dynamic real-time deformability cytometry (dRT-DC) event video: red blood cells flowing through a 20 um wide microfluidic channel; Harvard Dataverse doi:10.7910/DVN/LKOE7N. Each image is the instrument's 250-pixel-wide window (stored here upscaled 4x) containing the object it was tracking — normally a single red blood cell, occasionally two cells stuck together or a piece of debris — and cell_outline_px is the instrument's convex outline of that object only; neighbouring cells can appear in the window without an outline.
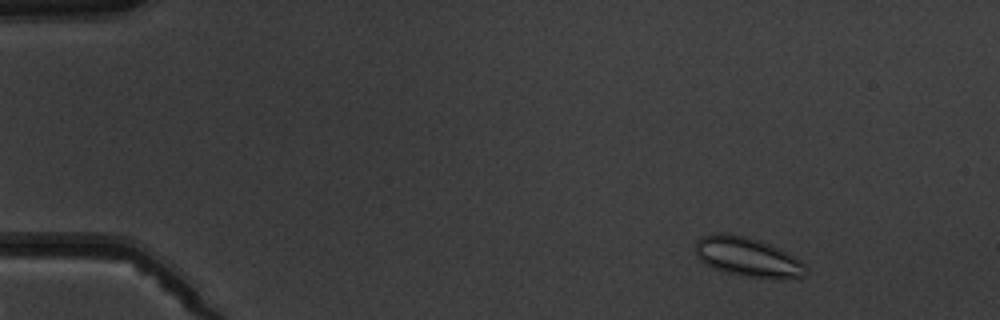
{"species": "common noctule bat (a hibernating species)", "species_latin": "Nyctalus noctula", "temperature_condition": "warm", "stored_images_in_passage": 4, "camera_frame_rate_fps": 3000, "um_per_image_px": 0.085, "animal": {"sex": "male", "body_mass_g": 19.5, "forearm_length_mm": 54.6}, "frame": {"image": 1, "passage_image": 2, "time_ms": 1.0, "image_size_px": [1000, 320], "cell_outline_px": [[808, 272], [804, 276], [784, 280], [740, 276], [724, 272], [712, 268], [704, 264], [696, 256], [696, 240], [700, 236], [716, 232], [728, 232], [760, 240], [800, 260], [808, 268]], "centroid_in_image_um": [63.52, 21.86], "position_along_channel_um": 21.5, "area_um2": 25.84}}